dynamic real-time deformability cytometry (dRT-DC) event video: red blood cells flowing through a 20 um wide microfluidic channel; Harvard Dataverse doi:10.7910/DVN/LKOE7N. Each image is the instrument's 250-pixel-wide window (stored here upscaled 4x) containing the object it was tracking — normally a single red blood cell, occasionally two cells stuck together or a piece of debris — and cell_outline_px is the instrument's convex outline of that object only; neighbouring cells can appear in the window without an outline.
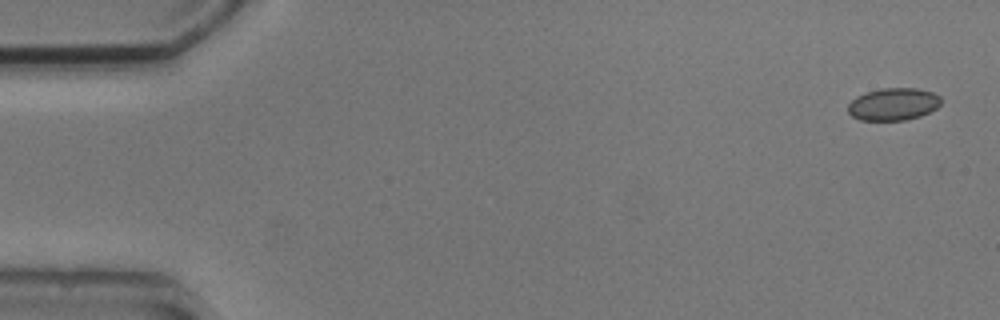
{"species": "common noctule bat (a hibernating species)", "species_latin": "Nyctalus noctula", "temperature_condition": "cold", "stored_images_in_passage": 5, "camera_frame_rate_fps": 3000, "um_per_image_px": 0.085, "animal": {"sex": "male", "body_mass_g": 20.5, "forearm_length_mm": 52.5}, "frame": {"image": 1, "passage_image": 1, "time_ms": 0.0, "image_size_px": [1000, 320], "cell_outline_px": [[940, 104], [936, 108], [920, 116], [904, 120], [860, 120], [852, 116], [848, 112], [848, 104], [856, 96], [880, 88], [916, 88], [932, 92], [940, 96]], "centroid_in_image_um": [75.92, 8.85], "position_along_channel_um": 9.1, "area_um2": 17.46}}